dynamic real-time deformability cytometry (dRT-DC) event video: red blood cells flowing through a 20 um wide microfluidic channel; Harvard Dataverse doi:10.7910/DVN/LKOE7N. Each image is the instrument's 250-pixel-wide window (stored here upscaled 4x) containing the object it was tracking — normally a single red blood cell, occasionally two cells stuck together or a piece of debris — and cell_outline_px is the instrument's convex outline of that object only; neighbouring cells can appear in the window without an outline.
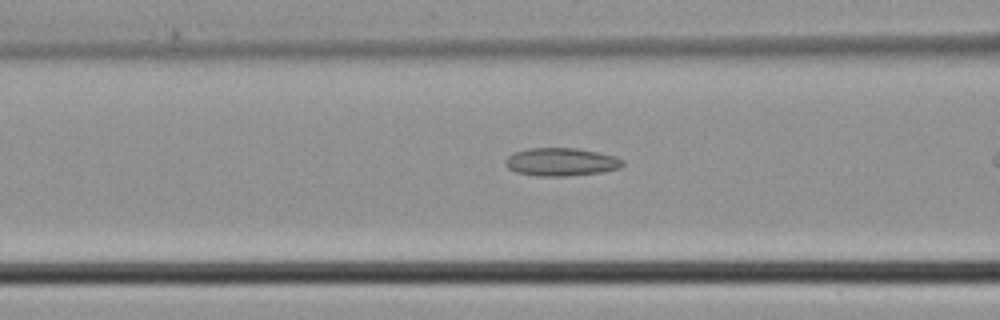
{"species": "common noctule bat (a hibernating species)", "species_latin": "Nyctalus noctula", "temperature_condition": "cold", "stored_images_in_passage": 7, "camera_frame_rate_fps": 3000, "um_per_image_px": 0.085, "animal": {"sex": "male", "body_mass_g": 21.5, "forearm_length_mm": 52.0}, "frame": {"image": 1, "passage_image": 5, "time_ms": 1.333, "image_size_px": [1000, 320], "cell_outline_px": [[624, 164], [620, 168], [600, 172], [568, 176], [540, 176], [516, 172], [508, 168], [504, 164], [504, 160], [512, 152], [528, 148], [576, 148], [616, 156], [624, 160]], "centroid_in_image_um": [47.67, 13.76], "position_along_channel_um": 118.9, "area_um2": 19.25}}
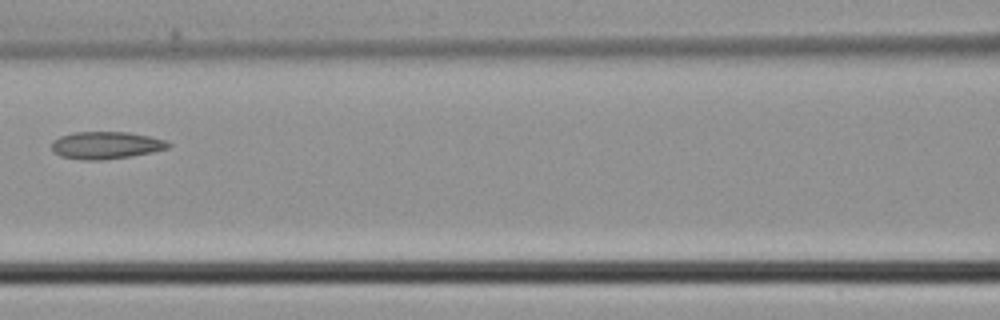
{"frame": {"image": 2, "passage_image": 7, "time_ms": 2.0, "image_size_px": [1000, 320], "cell_outline_px": [[172, 144], [168, 148], [152, 152], [132, 156], [104, 160], [84, 160], [60, 156], [52, 152], [52, 140], [60, 136], [72, 132], [128, 132], [168, 140]], "centroid_in_image_um": [9.0, 12.35], "position_along_channel_um": 157.6, "area_um2": 18.79}}